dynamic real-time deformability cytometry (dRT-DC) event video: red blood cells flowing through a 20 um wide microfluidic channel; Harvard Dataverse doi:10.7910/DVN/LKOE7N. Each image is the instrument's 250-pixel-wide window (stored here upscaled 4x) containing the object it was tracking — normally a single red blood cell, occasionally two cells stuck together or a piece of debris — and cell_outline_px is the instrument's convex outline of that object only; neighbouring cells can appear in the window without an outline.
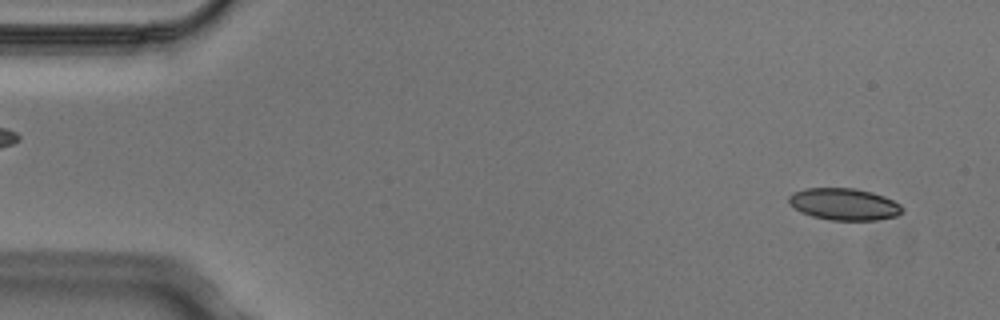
{"species": "Egyptian fruit bat (a non-hibernating species)", "species_latin": "Rousettus aegyptiacus", "temperature_condition": "cold", "stored_images_in_passage": 4, "camera_frame_rate_fps": 3000, "um_per_image_px": 0.085, "animal": {"sex": "male"}, "frame": {"image": 1, "passage_image": 1, "time_ms": 0.0, "image_size_px": [1000, 320], "cell_outline_px": [[904, 212], [896, 216], [876, 220], [832, 220], [812, 216], [800, 212], [788, 200], [788, 196], [792, 192], [808, 188], [856, 188], [872, 192], [884, 196], [900, 204], [904, 208]], "centroid_in_image_um": [71.78, 17.35], "position_along_channel_um": 13.2, "area_um2": 21.1}}
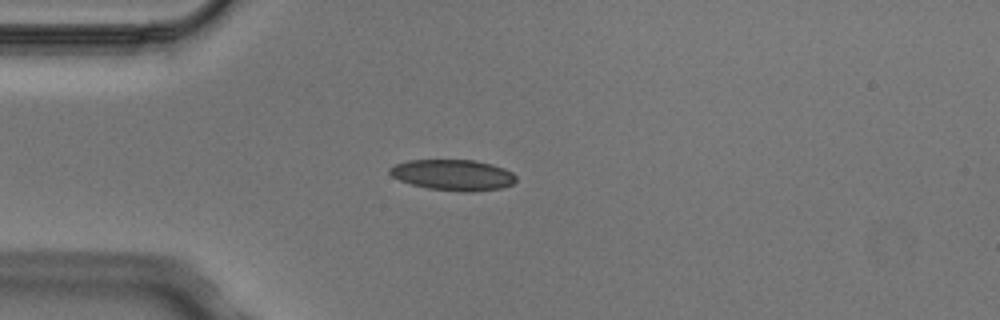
{"frame": {"image": 2, "passage_image": 3, "time_ms": 0.667, "image_size_px": [1000, 320], "cell_outline_px": [[516, 180], [512, 184], [500, 188], [468, 192], [464, 192], [428, 188], [412, 184], [400, 180], [392, 176], [388, 172], [388, 168], [396, 164], [408, 160], [476, 160], [492, 164], [504, 168], [512, 172], [516, 176]], "centroid_in_image_um": [38.51, 14.86], "position_along_channel_um": 46.5, "area_um2": 22.66}}